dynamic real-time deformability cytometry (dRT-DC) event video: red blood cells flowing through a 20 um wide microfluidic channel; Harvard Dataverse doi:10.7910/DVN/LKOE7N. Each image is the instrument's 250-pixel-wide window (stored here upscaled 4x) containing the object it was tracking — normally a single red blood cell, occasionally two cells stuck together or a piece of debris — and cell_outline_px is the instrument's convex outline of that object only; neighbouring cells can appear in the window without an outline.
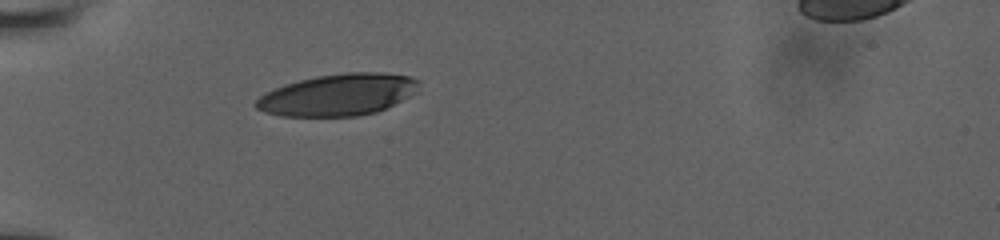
{"species": "human", "species_latin": "Homo sapiens", "temperature_condition": "room temperature", "stored_images_in_passage": 25, "camera_frame_rate_fps": 3000, "um_per_image_px": 0.085, "donor": {"sex": "male"}, "frame": {"image": 1, "passage_image": 1, "time_ms": 0.0, "image_size_px": [1000, 240], "cell_outline_px": [[420, 80], [412, 92], [408, 96], [376, 112], [356, 116], [280, 116], [264, 112], [256, 108], [252, 104], [260, 96], [284, 84], [316, 76], [344, 72], [380, 72], [408, 76]], "centroid_in_image_um": [28.66, 8.05], "position_along_channel_um": 56.3, "area_um2": 39.19}}
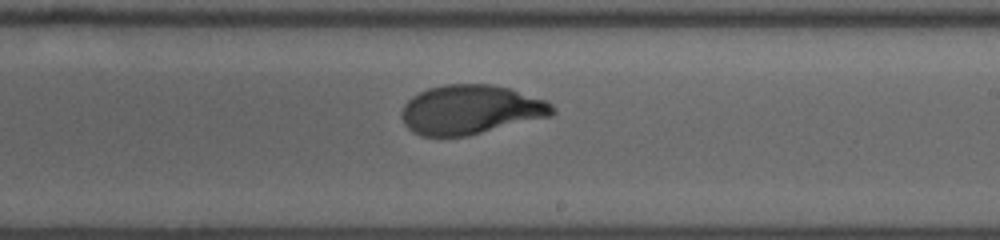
{"frame": {"image": 2, "passage_image": 15, "time_ms": 5.333, "image_size_px": [1000, 240], "cell_outline_px": [[556, 112], [552, 116], [468, 136], [420, 136], [412, 132], [404, 124], [400, 116], [400, 112], [404, 104], [412, 96], [428, 88], [444, 84], [492, 84], [508, 88], [548, 100], [556, 108]], "centroid_in_image_um": [40.02, 9.32], "position_along_channel_um": 249.0, "area_um2": 43.81}}
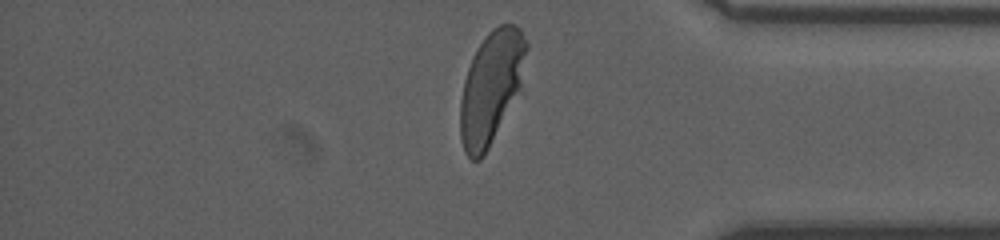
{"frame": {"image": 3, "passage_image": 24, "time_ms": 9.333, "image_size_px": [1000, 240], "cell_outline_px": [[528, 48], [520, 88], [484, 156], [480, 160], [472, 160], [464, 152], [460, 140], [460, 100], [464, 80], [472, 56], [488, 32], [492, 28], [500, 24], [516, 24], [520, 28], [528, 44]], "centroid_in_image_um": [41.73, 7.4], "position_along_channel_um": 393.5, "area_um2": 43.12}}